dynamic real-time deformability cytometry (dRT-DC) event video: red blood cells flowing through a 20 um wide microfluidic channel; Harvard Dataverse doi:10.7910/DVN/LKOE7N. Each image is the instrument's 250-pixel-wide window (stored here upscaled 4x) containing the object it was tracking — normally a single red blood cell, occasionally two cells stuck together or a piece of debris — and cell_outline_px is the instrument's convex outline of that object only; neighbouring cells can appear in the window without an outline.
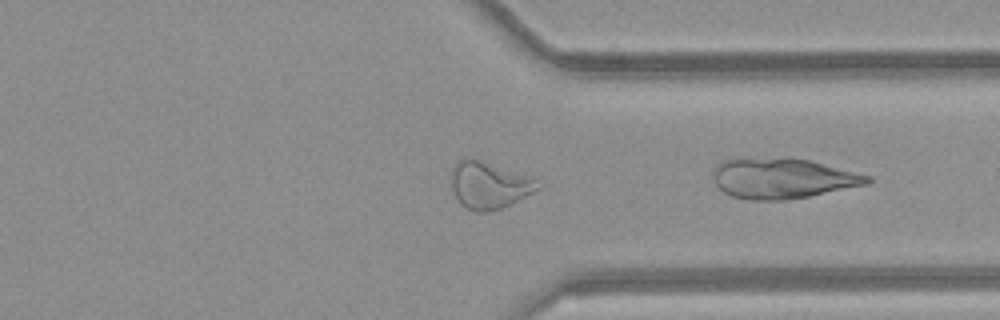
{"species": "common noctule bat (a hibernating species)", "species_latin": "Nyctalus noctula", "temperature_condition": "room temperature", "stored_images_in_passage": 21, "camera_frame_rate_fps": 3000, "um_per_image_px": 0.085, "animal": {"sex": "female", "body_mass_g": 21.9}, "frame": {"image": 1, "passage_image": 21, "time_ms": 6.667, "image_size_px": [1000, 320], "cell_outline_px": [[872, 180], [868, 184], [808, 196], [784, 200], [748, 200], [732, 196], [724, 192], [716, 184], [712, 176], [716, 164], [720, 160], [732, 156], [744, 156], [808, 160], [872, 176]], "centroid_in_image_um": [66.43, 15.13], "position_along_channel_um": 345.0, "area_um2": 36.59}}